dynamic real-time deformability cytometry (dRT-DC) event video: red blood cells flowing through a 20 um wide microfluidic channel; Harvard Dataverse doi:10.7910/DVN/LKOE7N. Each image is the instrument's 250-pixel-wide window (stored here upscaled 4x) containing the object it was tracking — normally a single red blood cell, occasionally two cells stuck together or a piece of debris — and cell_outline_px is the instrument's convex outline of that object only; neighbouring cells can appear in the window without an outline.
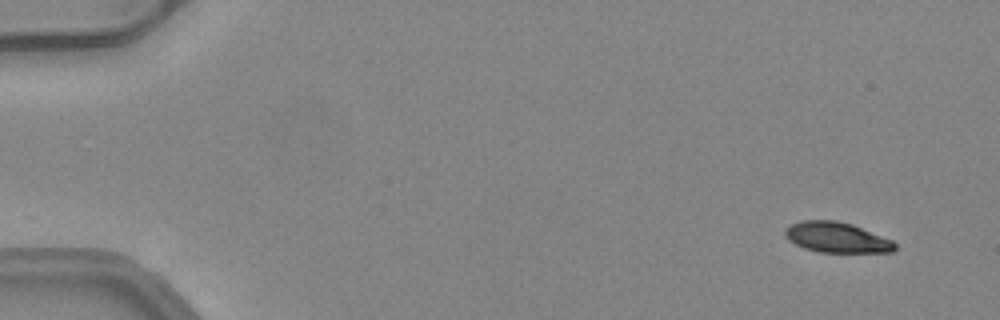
{"species": "common noctule bat (a hibernating species)", "species_latin": "Nyctalus noctula", "temperature_condition": "warm", "stored_images_in_passage": 49, "camera_frame_rate_fps": 3000, "um_per_image_px": 0.085, "animal": {"sex": "female", "body_mass_g": 24.6, "forearm_length_mm": 56.2}, "frame": {"image": 1, "passage_image": 1, "time_ms": 0.0, "image_size_px": [1000, 320], "cell_outline_px": [[896, 248], [892, 252], [820, 252], [804, 248], [788, 240], [784, 232], [792, 224], [800, 220], [836, 220], [852, 224], [892, 240], [896, 244]], "centroid_in_image_um": [71.13, 20.18], "position_along_channel_um": 13.9, "area_um2": 19.31}}
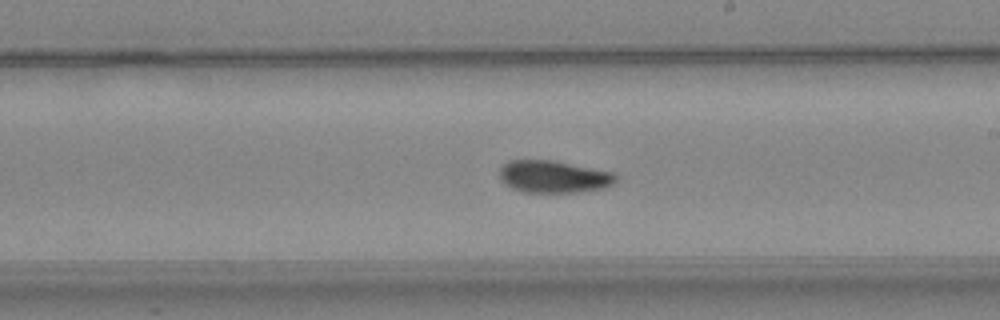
{"frame": {"image": 2, "passage_image": 28, "time_ms": 9.0, "image_size_px": [1000, 320], "cell_outline_px": [[620, 176], [612, 184], [604, 188], [576, 192], [524, 192], [512, 188], [504, 184], [500, 180], [500, 164], [508, 160], [552, 160], [612, 172]], "centroid_in_image_um": [47.02, 15.01], "position_along_channel_um": 242.0, "area_um2": 21.96}}
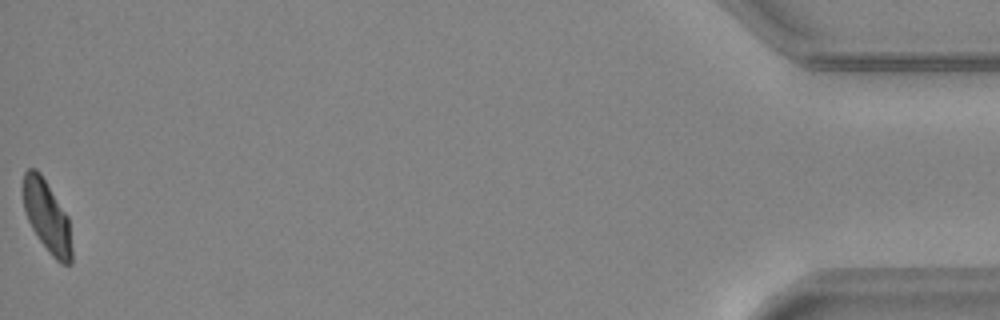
{"frame": {"image": 3, "passage_image": 49, "time_ms": 16.0, "image_size_px": [1000, 320], "cell_outline_px": [[72, 264], [60, 264], [48, 252], [32, 228], [28, 220], [24, 208], [24, 172], [28, 168], [36, 168], [40, 172], [68, 216], [72, 248]], "centroid_in_image_um": [4.02, 18.43], "position_along_channel_um": 431.2, "area_um2": 20.17}, "authors_computed_cell_mechanics": {"area_um2": 21.7906, "velocity_mm_per_s": 4.0763, "shape_relaxation_time_tau1_ms": 5.3533, "shape_relaxation_time_tau2_ms": 3.7645, "deformation_change_tau1": 0.1781, "deformation_change_tau2": 0.0786}}